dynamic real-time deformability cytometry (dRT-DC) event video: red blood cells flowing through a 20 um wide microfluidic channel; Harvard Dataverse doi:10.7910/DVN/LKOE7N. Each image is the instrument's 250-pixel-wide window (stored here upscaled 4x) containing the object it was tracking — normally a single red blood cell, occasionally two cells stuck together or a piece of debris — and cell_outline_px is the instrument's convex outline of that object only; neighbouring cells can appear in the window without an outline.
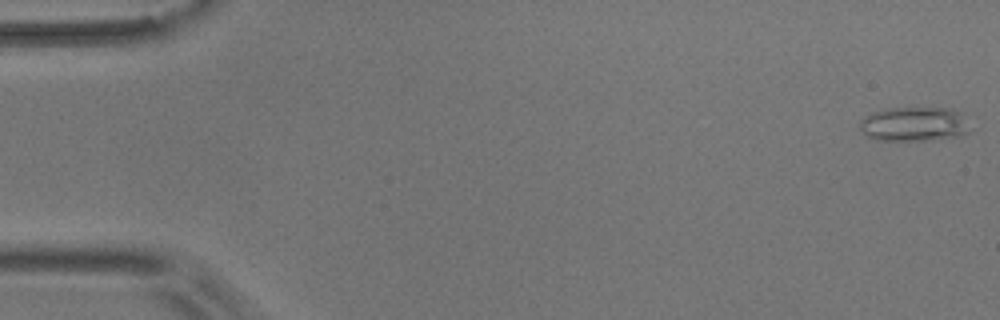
{"species": "common noctule bat (a hibernating species)", "species_latin": "Nyctalus noctula", "temperature_condition": "room temperature", "stored_images_in_passage": 54, "camera_frame_rate_fps": 3000, "um_per_image_px": 0.085, "animal": {"sex": "male", "body_mass_g": 17.9}, "frame": {"image": 1, "passage_image": 1, "time_ms": 0.0, "image_size_px": [1000, 320], "cell_outline_px": [[972, 128], [964, 136], [924, 140], [876, 140], [868, 136], [860, 128], [860, 120], [872, 112], [884, 108], [952, 108], [960, 112]], "centroid_in_image_um": [77.74, 10.54], "position_along_channel_um": 7.3, "area_um2": 22.25}}
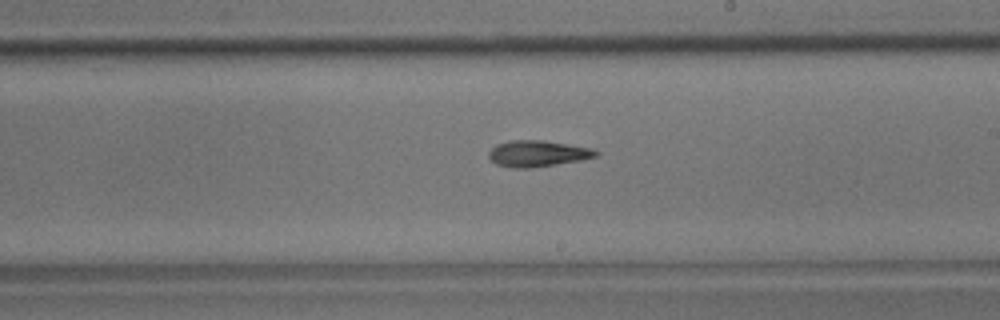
{"frame": {"image": 2, "passage_image": 32, "time_ms": 10.333, "image_size_px": [1000, 320], "cell_outline_px": [[600, 152], [596, 156], [580, 160], [532, 168], [512, 168], [496, 164], [488, 156], [488, 152], [496, 144], [508, 140], [544, 140], [592, 148]], "centroid_in_image_um": [45.67, 13.04], "position_along_channel_um": 243.3, "area_um2": 16.42}}
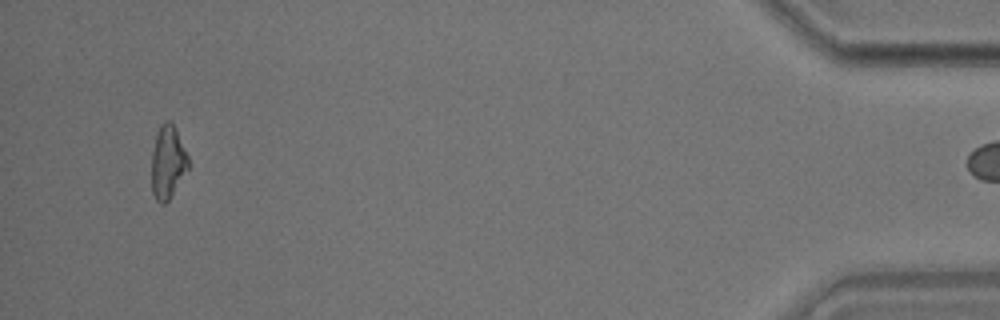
{"frame": {"image": 3, "passage_image": 53, "time_ms": 17.333, "image_size_px": [1000, 320], "cell_outline_px": [[188, 168], [168, 200], [164, 204], [160, 204], [156, 200], [152, 192], [152, 152], [156, 136], [160, 124], [164, 120], [168, 120], [176, 128], [188, 156]], "centroid_in_image_um": [14.25, 13.76], "position_along_channel_um": 421.0, "area_um2": 15.43}}